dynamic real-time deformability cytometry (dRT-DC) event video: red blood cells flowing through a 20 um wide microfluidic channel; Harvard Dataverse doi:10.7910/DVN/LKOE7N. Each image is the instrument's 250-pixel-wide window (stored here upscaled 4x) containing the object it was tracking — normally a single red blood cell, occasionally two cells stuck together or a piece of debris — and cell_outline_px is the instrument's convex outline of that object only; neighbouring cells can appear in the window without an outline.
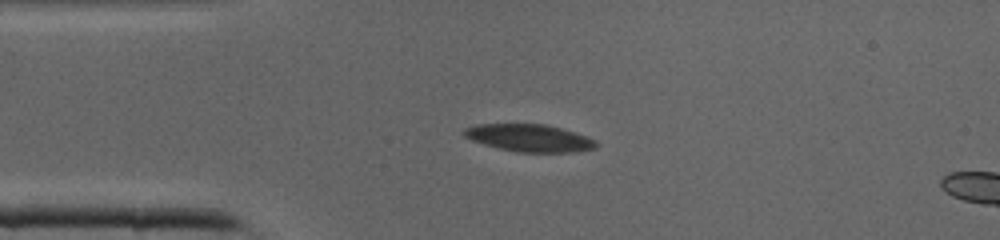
{"species": "common noctule bat (a hibernating species)", "species_latin": "Nyctalus noctula", "temperature_condition": "cold", "stored_images_in_passage": 3, "camera_frame_rate_fps": 3000, "um_per_image_px": 0.085, "animal": {"sex": "male", "body_mass_g": 19.0, "forearm_length_mm": 50.8}, "frame": {"image": 1, "passage_image": 1, "time_ms": 0.0, "image_size_px": [1000, 240], "cell_outline_px": [[596, 148], [568, 152], [520, 152], [500, 148], [484, 144], [472, 140], [464, 136], [464, 128], [480, 124], [544, 124], [560, 128], [596, 140]], "centroid_in_image_um": [44.97, 11.72], "position_along_channel_um": 40.0, "area_um2": 20.58}}